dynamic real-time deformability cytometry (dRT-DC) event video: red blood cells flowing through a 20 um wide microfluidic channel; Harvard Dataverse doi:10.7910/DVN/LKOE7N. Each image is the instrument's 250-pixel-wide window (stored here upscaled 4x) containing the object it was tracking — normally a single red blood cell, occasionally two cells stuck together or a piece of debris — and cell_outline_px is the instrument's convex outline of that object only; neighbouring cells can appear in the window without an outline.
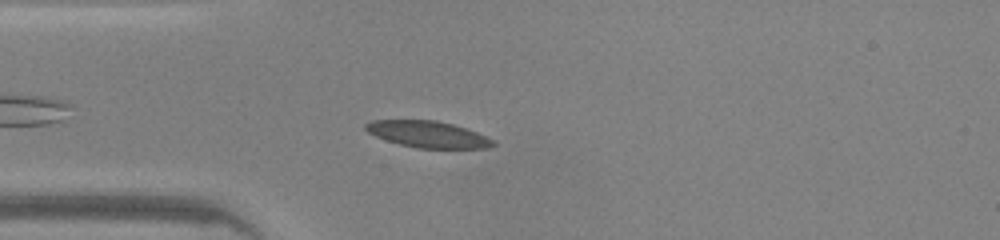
{"species": "common noctule bat (a hibernating species)", "species_latin": "Nyctalus noctula", "temperature_condition": "warm", "stored_images_in_passage": 30, "camera_frame_rate_fps": 3000, "um_per_image_px": 0.085, "animal": {"sex": "male", "body_mass_g": 20.0, "forearm_length_mm": 53.3}, "frame": {"image": 1, "passage_image": 5, "time_ms": 1.333, "image_size_px": [1000, 240], "cell_outline_px": [[496, 144], [488, 148], [416, 148], [400, 144], [376, 136], [368, 132], [364, 128], [364, 124], [372, 120], [436, 120], [452, 124], [476, 132], [492, 140]], "centroid_in_image_um": [36.34, 11.41], "position_along_channel_um": 48.7, "area_um2": 19.42}}
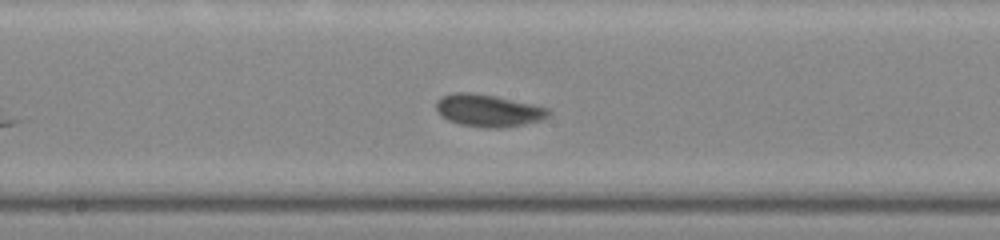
{"frame": {"image": 2, "passage_image": 17, "time_ms": 5.333, "image_size_px": [1000, 240], "cell_outline_px": [[552, 112], [548, 116], [540, 120], [524, 124], [496, 128], [488, 128], [460, 124], [448, 120], [436, 108], [436, 100], [440, 96], [456, 92], [468, 92], [496, 96], [532, 104], [548, 108]], "centroid_in_image_um": [41.5, 9.38], "position_along_channel_um": 206.7, "area_um2": 20.92}}
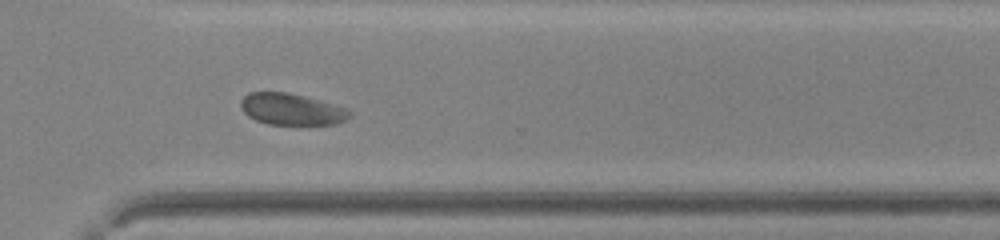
{"frame": {"image": 3, "passage_image": 27, "time_ms": 8.667, "image_size_px": [1000, 240], "cell_outline_px": [[352, 116], [336, 124], [268, 124], [256, 120], [248, 116], [244, 112], [240, 104], [240, 100], [248, 92], [288, 92], [304, 96], [348, 108], [352, 112]], "centroid_in_image_um": [24.79, 9.28], "position_along_channel_um": 345.8, "area_um2": 20.0}, "authors_computed_cell_mechanics": {"area_um2": 20.6057, "velocity_mm_per_s": 4.1538, "shape_relaxation_time_tau1_ms": 5.2805, "shape_relaxation_time_tau2_ms": 0.9172, "deformation_change_tau1": 0.1685, "deformation_change_tau2": 0.0544}}